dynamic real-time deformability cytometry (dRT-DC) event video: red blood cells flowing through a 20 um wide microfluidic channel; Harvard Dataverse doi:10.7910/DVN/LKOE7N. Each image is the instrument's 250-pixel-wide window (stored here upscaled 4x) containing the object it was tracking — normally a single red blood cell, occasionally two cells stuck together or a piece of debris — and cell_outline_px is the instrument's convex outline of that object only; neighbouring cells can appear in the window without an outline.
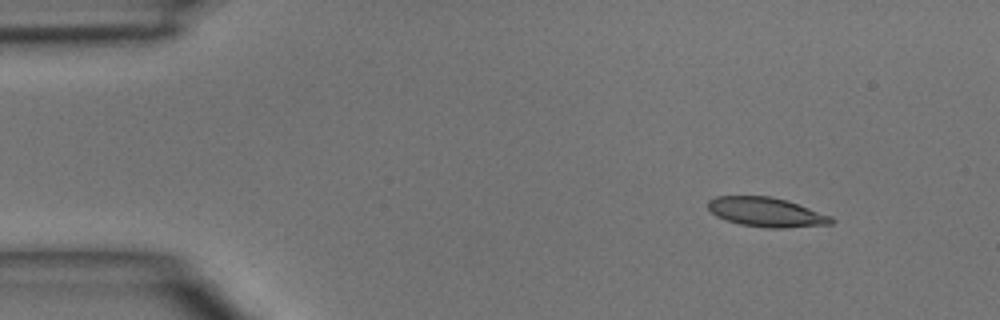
{"species": "common noctule bat (a hibernating species)", "species_latin": "Nyctalus noctula", "temperature_condition": "room temperature", "stored_images_in_passage": 3, "camera_frame_rate_fps": 3000, "um_per_image_px": 0.085, "animal": {"sex": "male", "body_mass_g": 15.6}, "frame": {"image": 1, "passage_image": 1, "time_ms": 0.0, "image_size_px": [1000, 320], "cell_outline_px": [[836, 220], [832, 224], [784, 228], [768, 228], [740, 224], [716, 216], [708, 208], [708, 200], [716, 196], [772, 196], [832, 216]], "centroid_in_image_um": [65.14, 18.03], "position_along_channel_um": 19.9, "area_um2": 20.92}}